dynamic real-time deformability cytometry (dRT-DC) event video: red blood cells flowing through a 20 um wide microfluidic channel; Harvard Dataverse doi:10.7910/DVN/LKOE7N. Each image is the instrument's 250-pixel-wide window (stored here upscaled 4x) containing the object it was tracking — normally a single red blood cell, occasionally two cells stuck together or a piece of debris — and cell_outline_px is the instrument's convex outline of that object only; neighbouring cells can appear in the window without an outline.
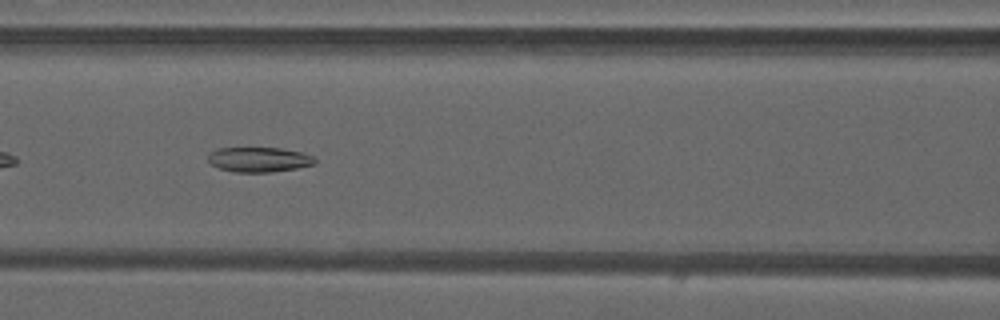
{"species": "common noctule bat (a hibernating species)", "species_latin": "Nyctalus noctula", "temperature_condition": "warm", "stored_images_in_passage": 48, "camera_frame_rate_fps": 3000, "um_per_image_px": 0.085, "animal": {"sex": "male", "forearm_length_mm": 52.5}, "frame": {"image": 1, "passage_image": 21, "time_ms": 6.667, "image_size_px": [1000, 320], "cell_outline_px": [[316, 164], [296, 168], [272, 172], [232, 172], [220, 168], [212, 164], [208, 160], [208, 152], [216, 148], [280, 148], [304, 152], [312, 156], [316, 160]], "centroid_in_image_um": [22.01, 13.55], "position_along_channel_um": 144.6, "area_um2": 15.61}, "authors_computed_cell_mechanics": {"area_um2": 16.5597, "velocity_mm_per_s": 4.2252, "shape_relaxation_time_tau1_ms": null, "shape_relaxation_time_tau2_ms": 3.952, "deformation_change_tau1": null, "deformation_change_tau2": 0.1046}}